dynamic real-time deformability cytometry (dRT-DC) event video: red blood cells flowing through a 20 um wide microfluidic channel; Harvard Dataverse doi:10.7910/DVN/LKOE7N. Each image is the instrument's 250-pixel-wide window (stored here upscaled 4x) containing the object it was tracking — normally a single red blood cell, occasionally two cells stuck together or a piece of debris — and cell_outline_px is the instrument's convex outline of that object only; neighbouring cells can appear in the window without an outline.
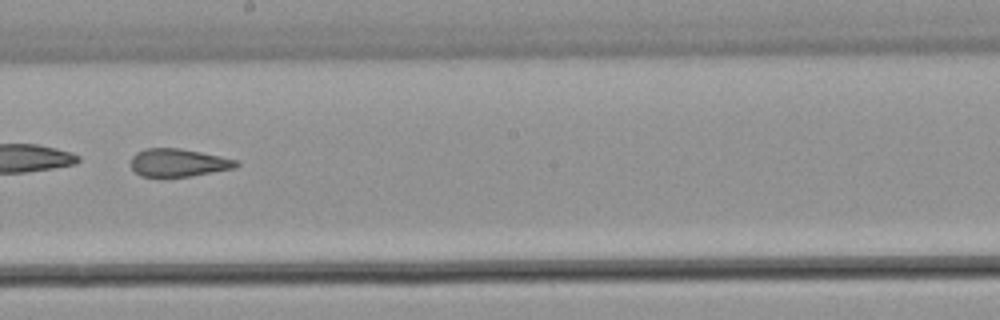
{"species": "common noctule bat (a hibernating species)", "species_latin": "Nyctalus noctula", "temperature_condition": "warm", "stored_images_in_passage": 53, "camera_frame_rate_fps": 3000, "um_per_image_px": 0.085, "animal": {"sex": "male", "body_mass_g": 21.5, "forearm_length_mm": 52.0}, "frame": {"image": 1, "passage_image": 31, "time_ms": 10.0, "image_size_px": [1000, 320], "cell_outline_px": [[240, 164], [236, 168], [192, 176], [160, 180], [140, 176], [132, 168], [132, 156], [136, 152], [144, 148], [180, 148], [220, 156], [236, 160]], "centroid_in_image_um": [15.12, 13.87], "position_along_channel_um": 233.1, "area_um2": 17.8}}